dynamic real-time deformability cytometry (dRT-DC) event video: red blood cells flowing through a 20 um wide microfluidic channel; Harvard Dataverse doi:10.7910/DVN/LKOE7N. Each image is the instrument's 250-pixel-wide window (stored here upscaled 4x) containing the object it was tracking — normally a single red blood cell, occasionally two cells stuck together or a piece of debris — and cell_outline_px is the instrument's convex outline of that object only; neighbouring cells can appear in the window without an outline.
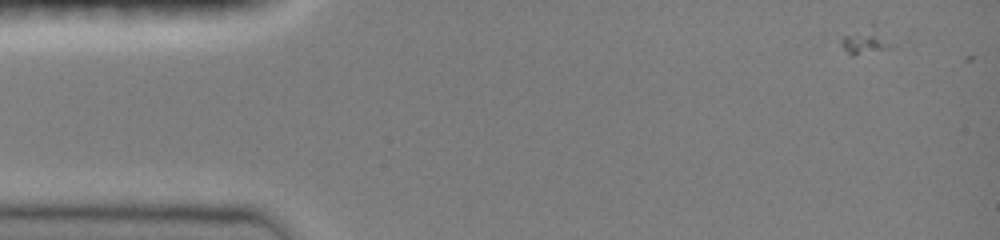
{"species": "common noctule bat (a hibernating species)", "species_latin": "Nyctalus noctula", "temperature_condition": "room temperature", "stored_images_in_passage": 4, "camera_frame_rate_fps": 3000, "um_per_image_px": 0.085, "animal": {"sex": "female", "body_mass_g": 19.0, "forearm_length_mm": 51.5}, "frame": {"image": 1, "passage_image": 1, "time_ms": 0.0, "image_size_px": [1000, 240], "cell_outline_px": [[912, 28], [908, 40], [892, 48], [852, 56], [840, 44], [840, 40], [844, 36], [872, 20], [876, 20]], "centroid_in_image_um": [74.36, 3.2], "position_along_channel_um": 10.6, "area_um2": 11.85}}